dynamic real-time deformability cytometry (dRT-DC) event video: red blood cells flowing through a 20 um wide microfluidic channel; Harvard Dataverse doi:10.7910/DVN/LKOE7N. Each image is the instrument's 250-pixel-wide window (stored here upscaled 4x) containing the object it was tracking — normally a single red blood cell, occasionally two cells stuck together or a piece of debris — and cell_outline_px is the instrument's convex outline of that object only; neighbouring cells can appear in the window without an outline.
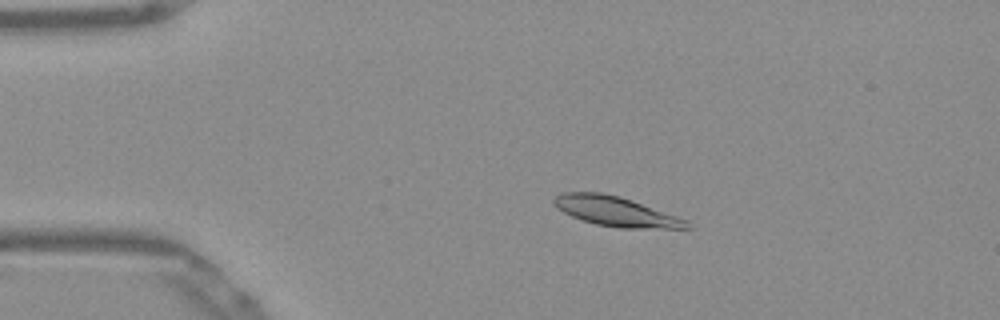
{"species": "Egyptian fruit bat (a non-hibernating species)", "species_latin": "Rousettus aegyptiacus", "temperature_condition": "warm", "stored_images_in_passage": 52, "camera_frame_rate_fps": 3000, "um_per_image_px": 0.085, "frame": {"image": 1, "passage_image": 10, "time_ms": 3.0, "image_size_px": [1000, 320], "cell_outline_px": [[692, 228], [620, 228], [596, 224], [572, 216], [556, 208], [552, 204], [552, 200], [560, 192], [600, 192], [620, 196], [632, 200], [688, 220], [692, 224]], "centroid_in_image_um": [52.34, 17.96], "position_along_channel_um": 32.7, "area_um2": 23.0}}
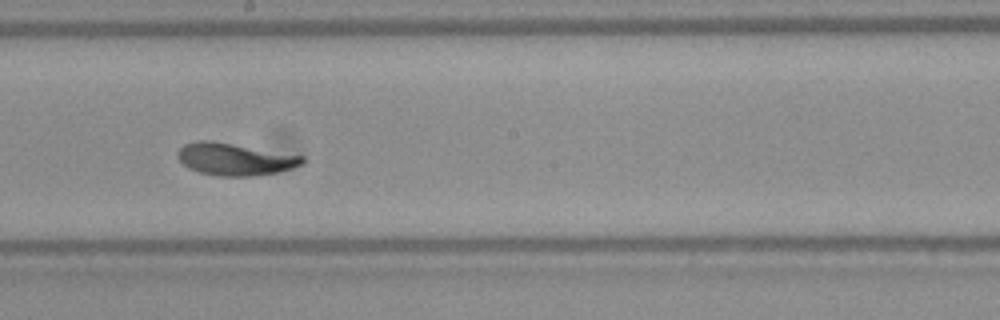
{"frame": {"image": 2, "passage_image": 29, "time_ms": 9.333, "image_size_px": [1000, 320], "cell_outline_px": [[304, 160], [300, 164], [292, 168], [276, 172], [256, 176], [216, 176], [196, 172], [188, 168], [176, 156], [176, 152], [184, 144], [200, 140], [212, 140], [304, 156]], "centroid_in_image_um": [19.91, 13.53], "position_along_channel_um": 228.3, "area_um2": 23.47}}
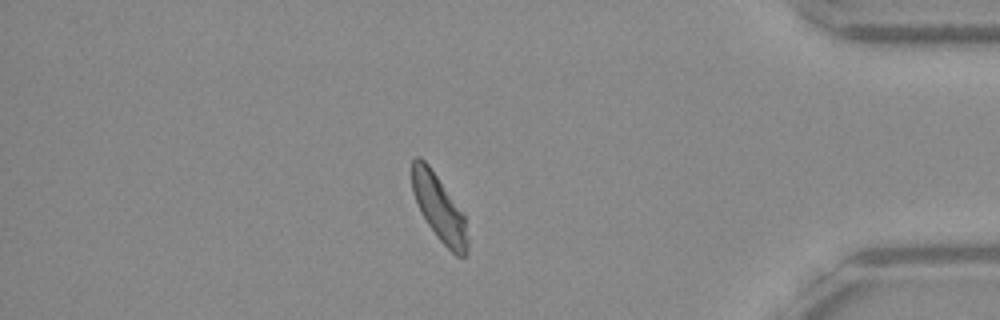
{"frame": {"image": 3, "passage_image": 45, "time_ms": 14.667, "image_size_px": [1000, 320], "cell_outline_px": [[468, 256], [456, 256], [436, 236], [428, 224], [412, 192], [412, 160], [416, 156], [420, 156], [428, 164], [464, 212], [468, 240]], "centroid_in_image_um": [37.36, 17.69], "position_along_channel_um": 397.8, "area_um2": 21.33}, "authors_computed_cell_mechanics": {"area_um2": 22.9466, "velocity_mm_per_s": 3.8441, "shape_relaxation_time_tau1_ms": 2.499, "shape_relaxation_time_tau2_ms": 1.1337, "deformation_change_tau1": 0.1353, "deformation_change_tau2": 0.0594}}